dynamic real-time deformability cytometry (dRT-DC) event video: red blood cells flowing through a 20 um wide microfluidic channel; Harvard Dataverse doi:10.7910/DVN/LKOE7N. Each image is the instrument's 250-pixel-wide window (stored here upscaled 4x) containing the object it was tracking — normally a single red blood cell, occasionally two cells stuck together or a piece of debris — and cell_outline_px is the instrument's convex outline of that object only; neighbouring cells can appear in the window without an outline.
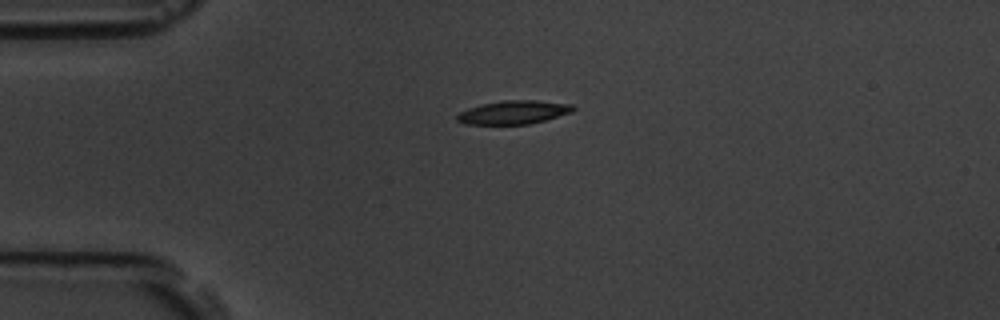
{"species": "common noctule bat (a hibernating species)", "species_latin": "Nyctalus noctula", "temperature_condition": "room temperature", "stored_images_in_passage": 3, "camera_frame_rate_fps": 3000, "um_per_image_px": 0.085, "animal": {"sex": "male", "body_mass_g": 19.5, "forearm_length_mm": 54.6}, "frame": {"image": 1, "passage_image": 1, "time_ms": 0.0, "image_size_px": [1000, 320], "cell_outline_px": [[576, 108], [572, 112], [544, 120], [528, 124], [464, 124], [456, 120], [456, 116], [460, 112], [468, 108], [480, 104], [500, 100], [536, 100], [572, 104]], "centroid_in_image_um": [43.63, 9.53], "position_along_channel_um": 41.4, "area_um2": 15.95}}
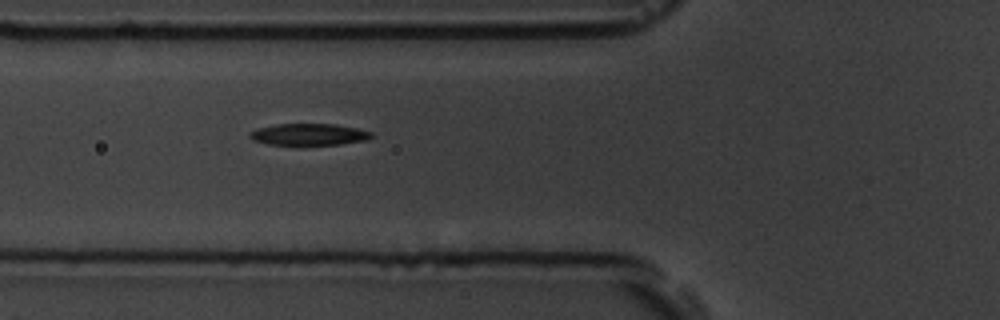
{"frame": {"image": 2, "passage_image": 3, "time_ms": 2.333, "image_size_px": [1000, 320], "cell_outline_px": [[372, 136], [368, 140], [340, 144], [300, 148], [296, 148], [268, 144], [252, 140], [248, 136], [252, 132], [260, 128], [276, 124], [336, 124], [356, 128], [372, 132]], "centroid_in_image_um": [26.25, 11.48], "position_along_channel_um": 99.6, "area_um2": 16.18}}